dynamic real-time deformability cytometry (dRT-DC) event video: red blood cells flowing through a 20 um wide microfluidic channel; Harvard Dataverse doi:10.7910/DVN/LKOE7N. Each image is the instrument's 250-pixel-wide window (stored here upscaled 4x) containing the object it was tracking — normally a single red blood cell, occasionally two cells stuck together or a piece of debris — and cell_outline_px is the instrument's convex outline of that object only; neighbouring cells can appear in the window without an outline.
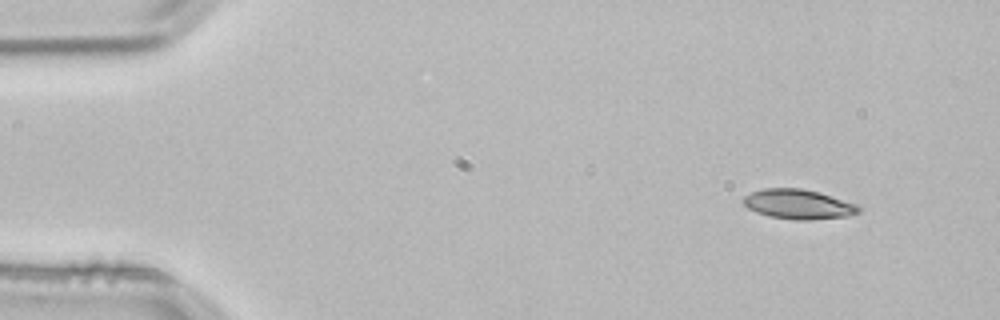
{"species": "common noctule bat (a hibernating species)", "species_latin": "Nyctalus noctula", "temperature_condition": "room temperature", "stored_images_in_passage": 4, "segment_of_instrument_passage": [2, 2], "camera_frame_rate_fps": 3000, "um_per_image_px": 0.085, "animal": {"sex": "male", "body_mass_g": 21.5, "forearm_length_mm": 52.0}, "frame": {"image": 1, "passage_image": 4, "time_ms": 1.0, "image_size_px": [1000, 320], "cell_outline_px": [[860, 212], [848, 216], [812, 220], [796, 220], [768, 216], [756, 212], [748, 208], [740, 200], [744, 196], [752, 192], [764, 188], [800, 188], [820, 192], [856, 204], [860, 208]], "centroid_in_image_um": [67.84, 17.36], "position_along_channel_um": 17.2, "area_um2": 20.06}}